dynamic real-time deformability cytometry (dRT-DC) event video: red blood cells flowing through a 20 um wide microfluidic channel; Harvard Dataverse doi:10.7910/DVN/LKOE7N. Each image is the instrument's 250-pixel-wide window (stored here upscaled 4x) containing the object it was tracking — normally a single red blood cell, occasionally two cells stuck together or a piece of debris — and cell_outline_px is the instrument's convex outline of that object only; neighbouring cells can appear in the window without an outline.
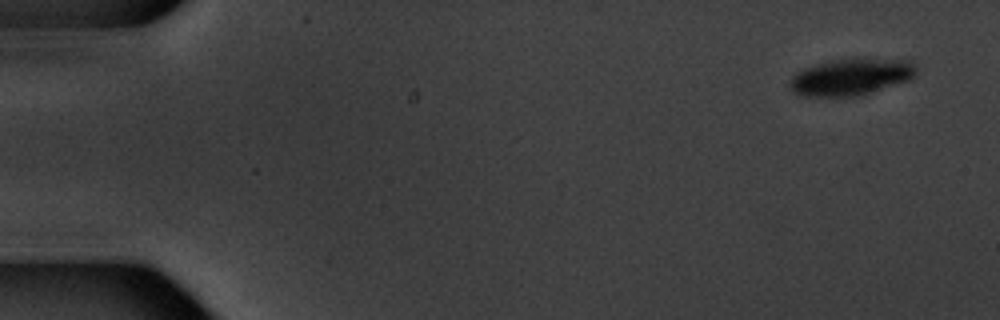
{"species": "common noctule bat (a hibernating species)", "species_latin": "Nyctalus noctula", "temperature_condition": "warm", "stored_images_in_passage": 15, "camera_frame_rate_fps": 3000, "um_per_image_px": 0.085, "animal": {"sex": "male", "body_mass_g": 20.1, "forearm_length_mm": 53.5}, "frame": {"image": 1, "passage_image": 1, "time_ms": 0.0, "image_size_px": [1000, 320], "cell_outline_px": [[916, 76], [912, 80], [860, 96], [800, 96], [792, 92], [788, 88], [788, 84], [792, 76], [796, 72], [804, 68], [816, 64], [840, 60], [912, 60], [916, 64]], "centroid_in_image_um": [72.34, 6.58], "position_along_channel_um": 12.7, "area_um2": 26.99}}
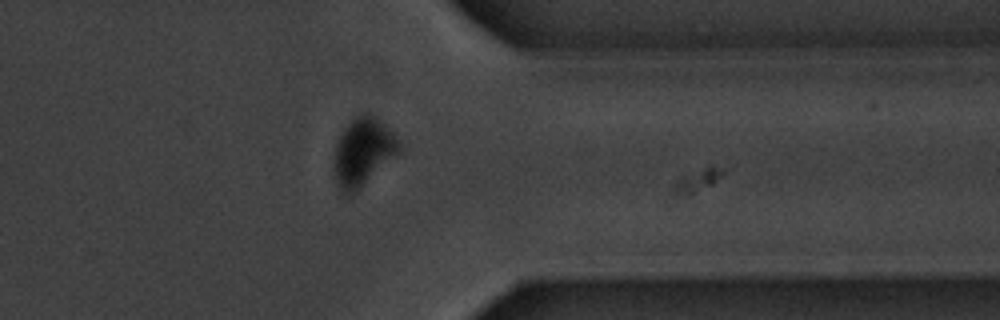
{"frame": {"image": 2, "passage_image": 13, "time_ms": 14.667, "image_size_px": [1000, 320], "cell_outline_px": [[400, 152], [356, 192], [348, 196], [340, 192], [336, 184], [332, 168], [332, 160], [336, 144], [344, 128], [360, 112], [368, 112], [384, 124], [392, 132], [400, 144]], "centroid_in_image_um": [30.8, 12.95], "position_along_channel_um": 380.6, "area_um2": 26.01}}
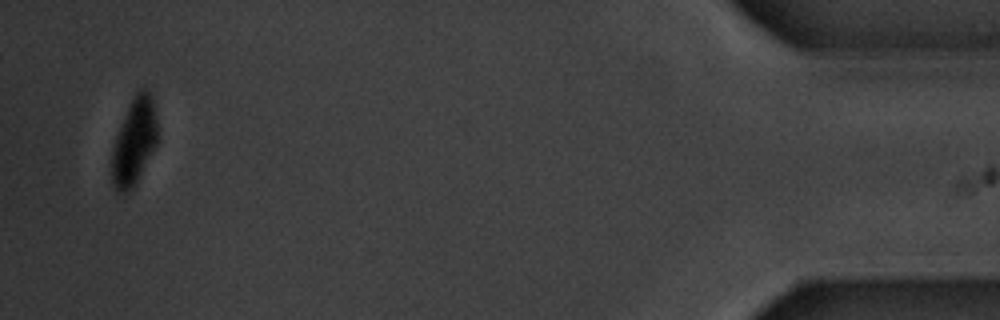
{"frame": {"image": 3, "passage_image": 15, "time_ms": 18.0, "image_size_px": [1000, 320], "cell_outline_px": [[156, 148], [136, 184], [132, 188], [124, 192], [116, 192], [112, 184], [112, 148], [120, 124], [132, 96], [140, 88], [148, 88], [152, 92], [156, 116]], "centroid_in_image_um": [11.42, 12.0], "position_along_channel_um": 423.8, "area_um2": 23.47}, "authors_computed_cell_mechanics": {"area_um2": 29.8248, "velocity_mm_per_s": 3.4347, "shape_relaxation_time_tau1_ms": 2.2513, "shape_relaxation_time_tau2_ms": null, "deformation_change_tau1": 0.0723, "deformation_change_tau2": null}}